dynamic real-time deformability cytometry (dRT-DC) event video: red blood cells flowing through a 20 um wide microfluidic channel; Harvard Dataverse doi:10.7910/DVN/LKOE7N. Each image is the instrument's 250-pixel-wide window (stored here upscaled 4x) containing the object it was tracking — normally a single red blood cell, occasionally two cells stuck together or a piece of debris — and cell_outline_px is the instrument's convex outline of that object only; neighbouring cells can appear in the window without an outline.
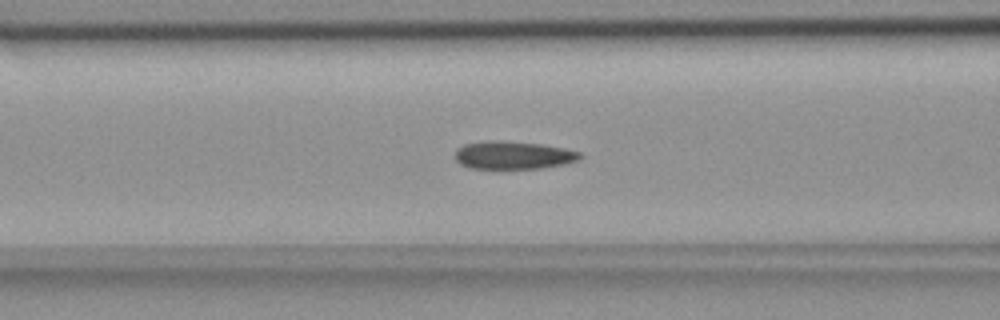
{"species": "common noctule bat (a hibernating species)", "species_latin": "Nyctalus noctula", "temperature_condition": "room temperature", "stored_images_in_passage": 50, "camera_frame_rate_fps": 3000, "um_per_image_px": 0.085, "animal": {"sex": "female", "body_mass_g": 18.4}, "frame": {"image": 1, "passage_image": 17, "time_ms": 5.333, "image_size_px": [1000, 320], "cell_outline_px": [[584, 156], [576, 160], [560, 164], [540, 168], [468, 168], [460, 164], [456, 160], [456, 148], [464, 144], [488, 140], [500, 140], [540, 144], [564, 148], [580, 152]], "centroid_in_image_um": [43.58, 13.18], "position_along_channel_um": 123.0, "area_um2": 20.17}}
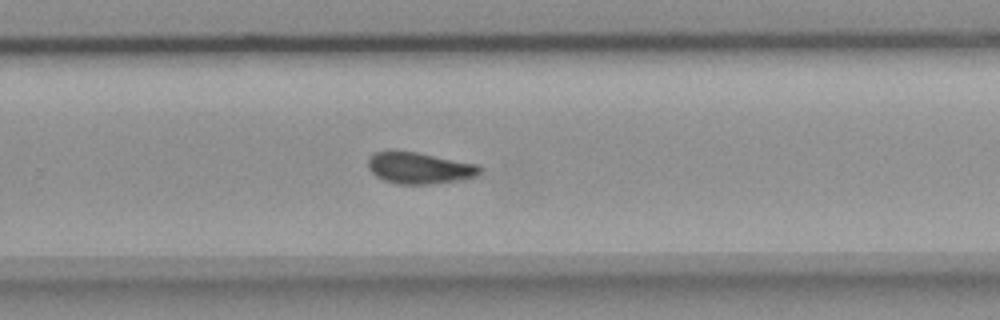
{"frame": {"image": 2, "passage_image": 31, "time_ms": 10.0, "image_size_px": [1000, 320], "cell_outline_px": [[480, 172], [476, 176], [456, 180], [428, 184], [396, 184], [384, 180], [376, 176], [368, 168], [368, 156], [372, 152], [388, 148], [392, 148], [416, 152], [476, 164], [480, 168]], "centroid_in_image_um": [35.52, 14.24], "position_along_channel_um": 294.3, "area_um2": 20.75}}
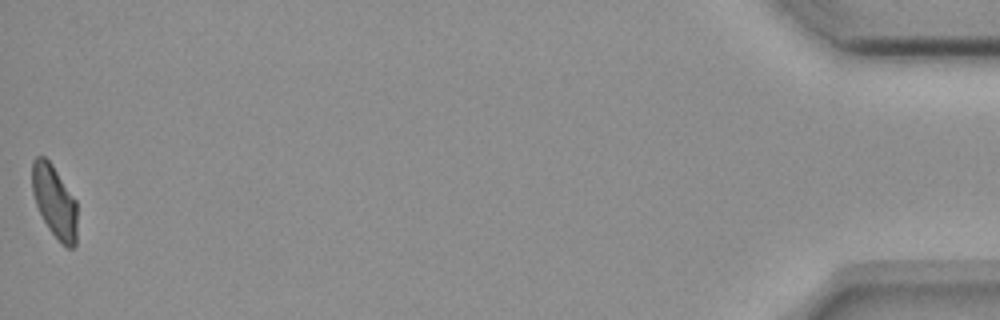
{"frame": {"image": 3, "passage_image": 50, "time_ms": 16.333, "image_size_px": [1000, 320], "cell_outline_px": [[76, 244], [72, 248], [68, 248], [60, 244], [48, 228], [36, 204], [32, 192], [32, 160], [36, 156], [44, 156], [52, 164], [76, 200]], "centroid_in_image_um": [4.63, 17.14], "position_along_channel_um": 430.6, "area_um2": 19.02}, "authors_computed_cell_mechanics": {"area_um2": 20.5768, "velocity_mm_per_s": 3.6801, "shape_relaxation_time_tau1_ms": null, "shape_relaxation_time_tau2_ms": 3.4998, "deformation_change_tau1": null, "deformation_change_tau2": 0.0856}}